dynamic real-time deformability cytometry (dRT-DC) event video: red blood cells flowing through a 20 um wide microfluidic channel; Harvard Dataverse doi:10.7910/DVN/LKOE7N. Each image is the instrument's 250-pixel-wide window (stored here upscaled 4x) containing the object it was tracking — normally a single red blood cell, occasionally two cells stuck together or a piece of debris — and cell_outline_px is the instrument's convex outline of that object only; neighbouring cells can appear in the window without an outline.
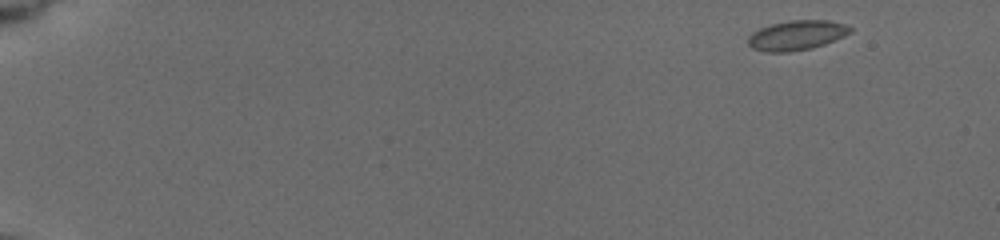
{"species": "common noctule bat (a hibernating species)", "species_latin": "Nyctalus noctula", "temperature_condition": "cold", "stored_images_in_passage": 53, "camera_frame_rate_fps": 3000, "um_per_image_px": 0.085, "animal": {"sex": "female", "body_mass_g": 19.5, "forearm_length_mm": 54.1}, "frame": {"image": 1, "passage_image": 1, "time_ms": 0.0, "image_size_px": [1000, 240], "cell_outline_px": [[852, 32], [844, 36], [824, 44], [812, 48], [788, 52], [764, 52], [752, 48], [748, 44], [748, 36], [752, 32], [760, 28], [772, 24], [788, 20], [828, 20], [844, 24], [852, 28]], "centroid_in_image_um": [67.7, 3.0], "position_along_channel_um": 17.3, "area_um2": 17.74}}
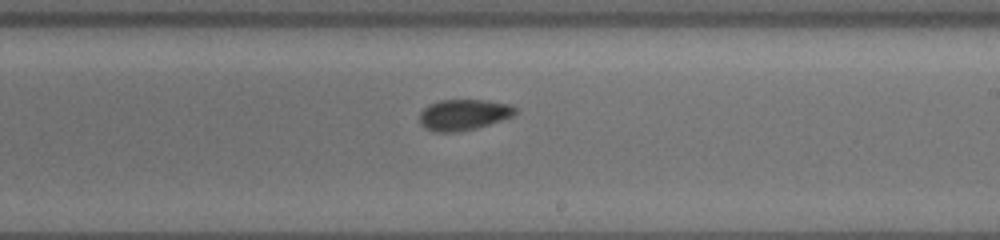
{"frame": {"image": 2, "passage_image": 32, "time_ms": 10.333, "image_size_px": [1000, 240], "cell_outline_px": [[520, 112], [512, 116], [476, 128], [456, 132], [436, 132], [424, 128], [420, 124], [420, 112], [428, 104], [440, 100], [488, 100], [512, 104]], "centroid_in_image_um": [39.42, 9.74], "position_along_channel_um": 249.6, "area_um2": 17.4}}
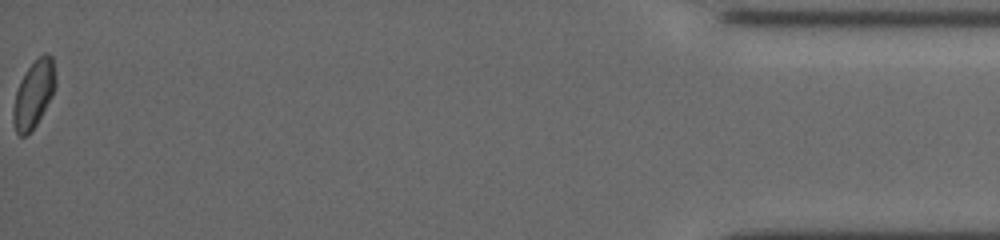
{"frame": {"image": 3, "passage_image": 53, "time_ms": 17.333, "image_size_px": [1000, 240], "cell_outline_px": [[56, 84], [52, 96], [32, 132], [24, 136], [20, 136], [16, 132], [12, 120], [12, 108], [16, 92], [20, 80], [28, 68], [44, 52], [48, 52], [52, 56], [56, 76]], "centroid_in_image_um": [2.86, 8.01], "position_along_channel_um": 432.3, "area_um2": 16.7}, "authors_computed_cell_mechanics": {"area_um2": 16.9354, "velocity_mm_per_s": 3.7455, "shape_relaxation_time_tau1_ms": 6.3469, "shape_relaxation_time_tau2_ms": 2.5056, "deformation_change_tau1": 0.0818, "deformation_change_tau2": 0.0453}}